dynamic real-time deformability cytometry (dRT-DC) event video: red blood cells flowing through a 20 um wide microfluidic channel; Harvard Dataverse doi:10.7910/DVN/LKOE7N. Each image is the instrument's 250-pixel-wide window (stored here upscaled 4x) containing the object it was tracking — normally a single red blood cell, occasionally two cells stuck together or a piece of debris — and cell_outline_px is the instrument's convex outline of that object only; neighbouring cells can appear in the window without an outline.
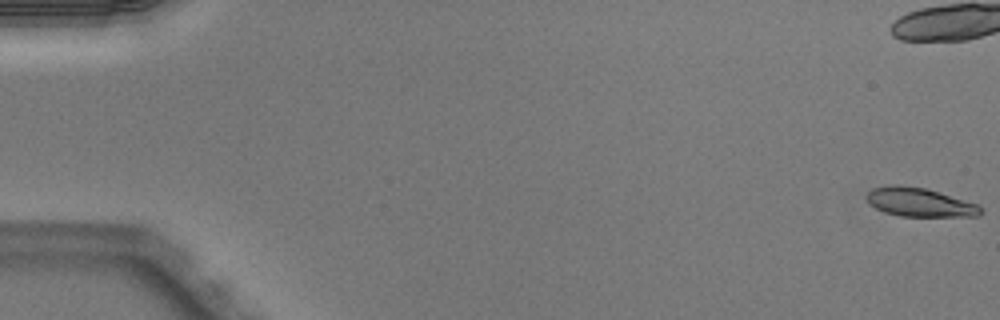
{"species": "Egyptian fruit bat (a non-hibernating species)", "species_latin": "Rousettus aegyptiacus", "temperature_condition": "warm", "stored_images_in_passage": 50, "camera_frame_rate_fps": 3000, "um_per_image_px": 0.085, "animal": {"sex": "male"}, "frame": {"image": 1, "passage_image": 1, "time_ms": 0.0, "image_size_px": [1000, 320], "cell_outline_px": [[984, 212], [980, 216], [900, 216], [884, 212], [868, 204], [864, 196], [872, 188], [892, 184], [900, 184], [924, 188], [976, 204]], "centroid_in_image_um": [78.09, 17.19], "position_along_channel_um": 6.9, "area_um2": 19.07}, "authors_computed_cell_mechanics": {"area_um2": 20.1144, "velocity_mm_per_s": 4.0353, "shape_relaxation_time_tau1_ms": 4.6387, "shape_relaxation_time_tau2_ms": 2.0398, "deformation_change_tau1": 0.192, "deformation_change_tau2": 0.1024}}